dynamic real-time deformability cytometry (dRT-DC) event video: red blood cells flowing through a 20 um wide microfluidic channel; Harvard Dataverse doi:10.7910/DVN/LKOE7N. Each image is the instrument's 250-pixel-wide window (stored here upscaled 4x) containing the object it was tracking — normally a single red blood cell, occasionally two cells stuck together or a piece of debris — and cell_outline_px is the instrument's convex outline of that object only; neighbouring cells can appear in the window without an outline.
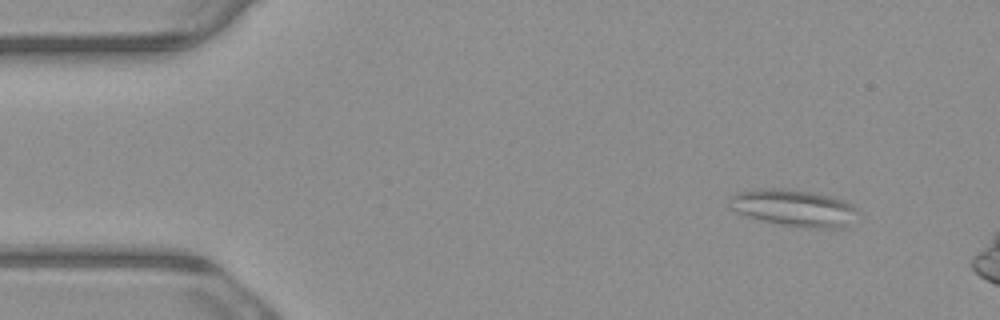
{"species": "common noctule bat (a hibernating species)", "species_latin": "Nyctalus noctula", "temperature_condition": "warm", "stored_images_in_passage": 5, "camera_frame_rate_fps": 3000, "um_per_image_px": 0.085, "animal": {"sex": "male", "body_mass_g": 23.1, "forearm_length_mm": 52.7}, "frame": {"image": 1, "passage_image": 2, "time_ms": 0.333, "image_size_px": [1000, 320], "cell_outline_px": [[856, 208], [844, 224], [832, 228], [820, 228], [784, 224], [764, 220], [736, 212], [732, 208], [728, 200], [736, 192], [760, 188], [780, 188], [816, 192], [832, 196], [844, 200], [852, 204]], "centroid_in_image_um": [67.39, 17.61], "position_along_channel_um": 17.6, "area_um2": 26.53}}